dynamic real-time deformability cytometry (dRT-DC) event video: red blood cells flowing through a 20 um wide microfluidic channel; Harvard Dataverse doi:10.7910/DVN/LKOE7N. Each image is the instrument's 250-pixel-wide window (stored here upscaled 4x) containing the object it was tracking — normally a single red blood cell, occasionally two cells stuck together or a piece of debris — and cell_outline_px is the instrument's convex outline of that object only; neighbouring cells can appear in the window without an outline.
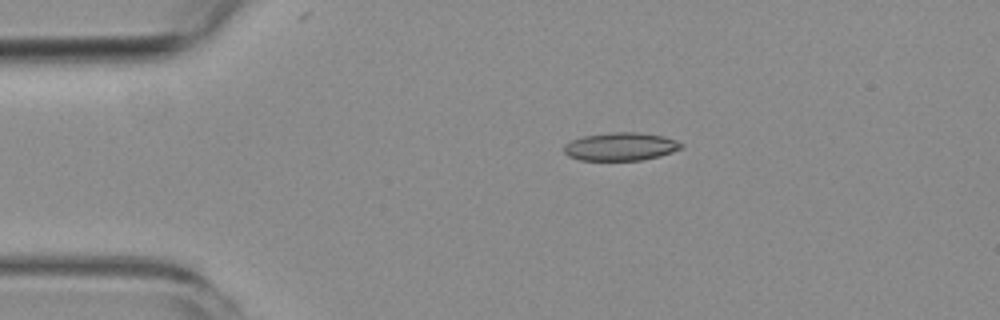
{"species": "common noctule bat (a hibernating species)", "species_latin": "Nyctalus noctula", "temperature_condition": "room temperature", "stored_images_in_passage": 4, "camera_frame_rate_fps": 3000, "um_per_image_px": 0.085, "animal": {"sex": "female", "body_mass_g": 19.3, "forearm_length_mm": 54.1}, "frame": {"image": 1, "passage_image": 3, "time_ms": 2.333, "image_size_px": [1000, 320], "cell_outline_px": [[684, 144], [680, 148], [672, 152], [660, 156], [640, 160], [580, 160], [568, 156], [564, 152], [564, 144], [572, 140], [584, 136], [612, 132], [640, 132], [664, 136], [676, 140]], "centroid_in_image_um": [52.76, 12.45], "position_along_channel_um": 32.2, "area_um2": 19.19}}